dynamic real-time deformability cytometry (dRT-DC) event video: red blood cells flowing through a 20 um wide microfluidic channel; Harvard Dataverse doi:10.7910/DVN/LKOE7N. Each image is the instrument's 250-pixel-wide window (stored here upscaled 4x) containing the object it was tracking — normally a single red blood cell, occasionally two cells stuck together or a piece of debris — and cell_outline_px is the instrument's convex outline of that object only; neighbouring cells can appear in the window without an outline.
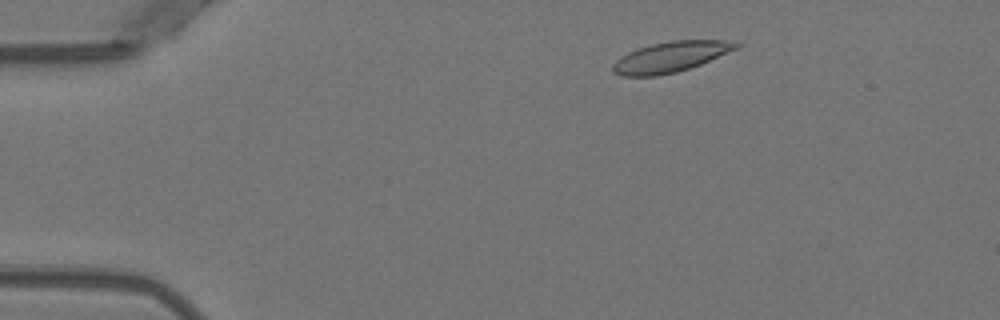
{"species": "Egyptian fruit bat (a non-hibernating species)", "species_latin": "Rousettus aegyptiacus", "temperature_condition": "warm", "stored_images_in_passage": 48, "camera_frame_rate_fps": 3000, "um_per_image_px": 0.085, "animal": {"sex": "female"}, "frame": {"image": 1, "passage_image": 5, "time_ms": 1.333, "image_size_px": [1000, 320], "cell_outline_px": [[740, 48], [700, 64], [676, 72], [656, 76], [620, 76], [612, 72], [612, 64], [620, 56], [636, 48], [652, 44], [672, 40], [724, 40], [740, 44]], "centroid_in_image_um": [56.96, 4.84], "position_along_channel_um": 28.0, "area_um2": 21.96}}
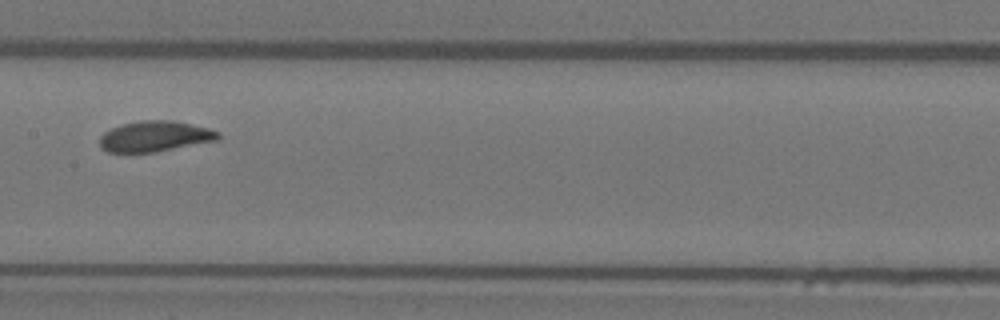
{"frame": {"image": 2, "passage_image": 23, "time_ms": 7.333, "image_size_px": [1000, 320], "cell_outline_px": [[220, 136], [216, 140], [156, 152], [108, 152], [100, 148], [100, 136], [104, 132], [120, 124], [140, 120], [172, 120], [192, 124], [208, 128], [220, 132]], "centroid_in_image_um": [13.14, 11.58], "position_along_channel_um": 194.3, "area_um2": 21.15}}
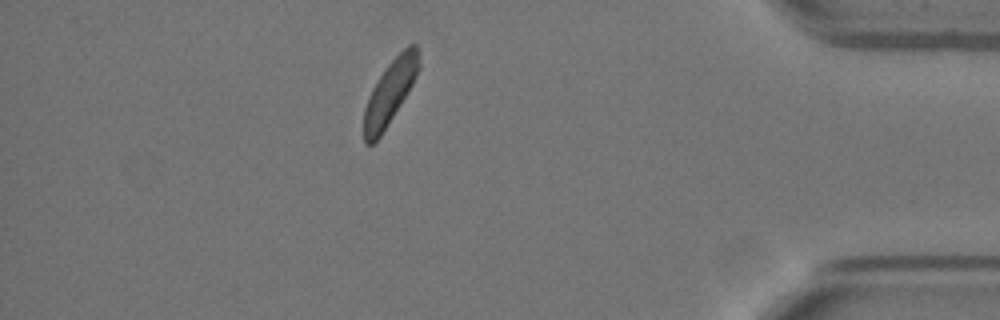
{"frame": {"image": 3, "passage_image": 42, "time_ms": 13.667, "image_size_px": [1000, 320], "cell_outline_px": [[420, 68], [408, 92], [380, 136], [372, 144], [364, 144], [364, 108], [372, 88], [388, 64], [408, 44], [416, 44], [420, 64]], "centroid_in_image_um": [33.14, 7.84], "position_along_channel_um": 402.1, "area_um2": 20.06}, "authors_computed_cell_mechanics": {"area_um2": 21.5883, "velocity_mm_per_s": 3.9142, "shape_relaxation_time_tau1_ms": 2.8296, "shape_relaxation_time_tau2_ms": null, "deformation_change_tau1": 0.0972, "deformation_change_tau2": null}}